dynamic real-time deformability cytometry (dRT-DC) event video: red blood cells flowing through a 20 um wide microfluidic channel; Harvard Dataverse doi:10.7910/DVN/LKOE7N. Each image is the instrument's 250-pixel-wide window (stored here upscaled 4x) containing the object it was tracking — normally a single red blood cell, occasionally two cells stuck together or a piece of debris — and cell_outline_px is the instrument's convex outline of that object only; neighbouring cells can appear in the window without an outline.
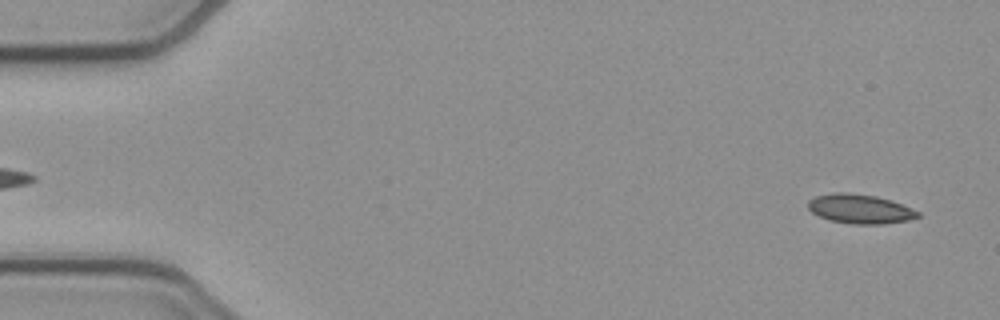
{"species": "common noctule bat (a hibernating species)", "species_latin": "Nyctalus noctula", "temperature_condition": "cold", "stored_images_in_passage": 52, "camera_frame_rate_fps": 3000, "um_per_image_px": 0.085, "animal": {"sex": "female", "body_mass_g": 21.9}, "frame": {"image": 1, "passage_image": 2, "time_ms": 0.333, "image_size_px": [1000, 320], "cell_outline_px": [[920, 216], [908, 220], [884, 224], [852, 224], [832, 220], [820, 216], [812, 212], [808, 208], [808, 200], [816, 196], [836, 192], [848, 192], [876, 196], [892, 200], [920, 212]], "centroid_in_image_um": [73.11, 17.75], "position_along_channel_um": 11.9, "area_um2": 18.67}}
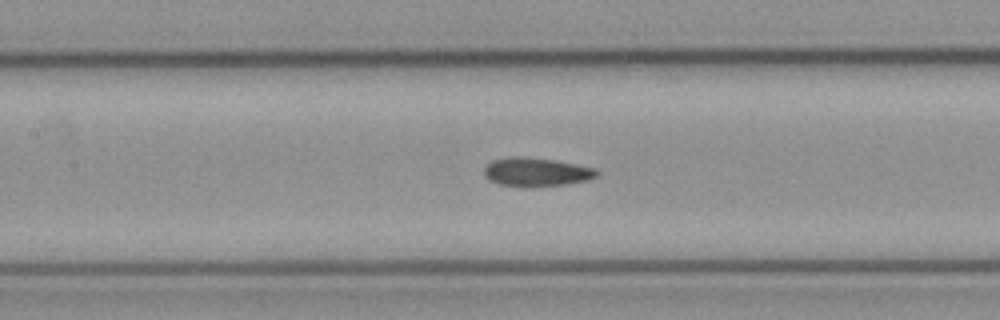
{"frame": {"image": 2, "passage_image": 23, "time_ms": 7.333, "image_size_px": [1000, 320], "cell_outline_px": [[600, 172], [596, 176], [588, 180], [564, 184], [500, 184], [488, 180], [484, 176], [484, 168], [492, 160], [508, 156], [524, 156], [556, 160], [596, 168]], "centroid_in_image_um": [45.59, 14.56], "position_along_channel_um": 161.8, "area_um2": 18.26}}
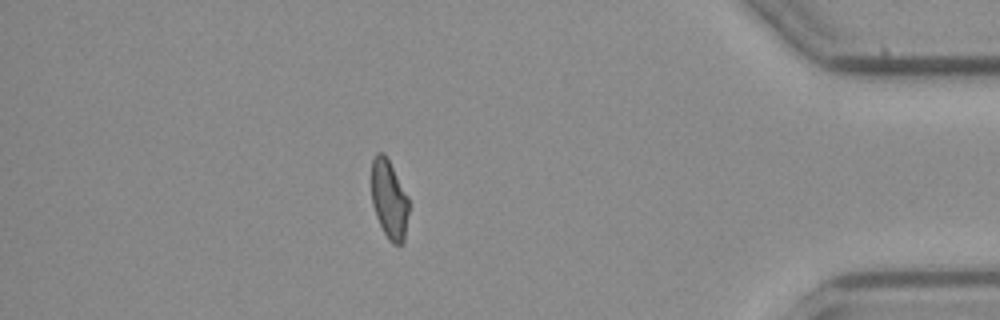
{"frame": {"image": 3, "passage_image": 45, "time_ms": 14.667, "image_size_px": [1000, 320], "cell_outline_px": [[408, 212], [404, 240], [400, 244], [392, 244], [388, 240], [376, 216], [372, 204], [372, 160], [376, 152], [384, 152], [408, 196]], "centroid_in_image_um": [33.07, 16.94], "position_along_channel_um": 402.1, "area_um2": 16.99}, "authors_computed_cell_mechanics": {"area_um2": 18.4382, "velocity_mm_per_s": 3.8832, "shape_relaxation_time_tau1_ms": null, "shape_relaxation_time_tau2_ms": 3.655, "deformation_change_tau1": null, "deformation_change_tau2": 0.0723}}